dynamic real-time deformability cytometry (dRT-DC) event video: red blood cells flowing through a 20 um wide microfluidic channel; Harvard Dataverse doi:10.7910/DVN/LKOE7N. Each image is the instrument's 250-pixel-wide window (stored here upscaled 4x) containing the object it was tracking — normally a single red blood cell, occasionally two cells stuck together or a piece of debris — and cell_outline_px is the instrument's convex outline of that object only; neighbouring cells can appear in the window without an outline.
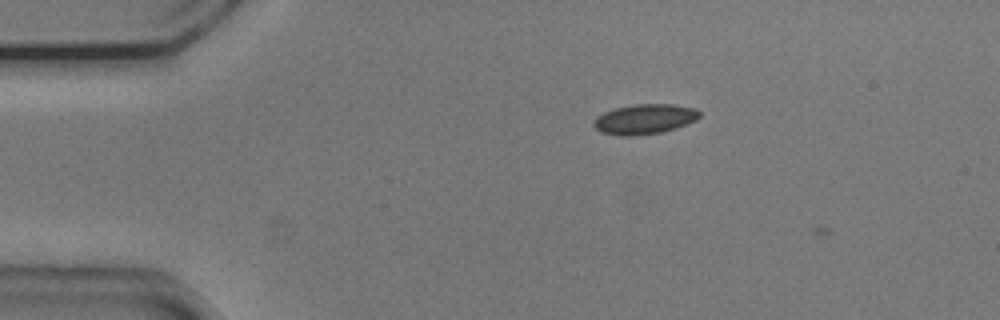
{"species": "common noctule bat (a hibernating species)", "species_latin": "Nyctalus noctula", "temperature_condition": "cold", "stored_images_in_passage": 3, "camera_frame_rate_fps": 3000, "um_per_image_px": 0.085, "animal": {"sex": "male", "body_mass_g": 20.5, "forearm_length_mm": 52.5}, "frame": {"image": 1, "passage_image": 2, "time_ms": 0.333, "image_size_px": [1000, 320], "cell_outline_px": [[700, 116], [696, 120], [676, 128], [660, 132], [632, 136], [620, 136], [600, 132], [592, 124], [596, 116], [604, 112], [616, 108], [636, 104], [672, 104], [696, 108], [700, 112]], "centroid_in_image_um": [54.78, 10.12], "position_along_channel_um": 30.2, "area_um2": 18.5}}